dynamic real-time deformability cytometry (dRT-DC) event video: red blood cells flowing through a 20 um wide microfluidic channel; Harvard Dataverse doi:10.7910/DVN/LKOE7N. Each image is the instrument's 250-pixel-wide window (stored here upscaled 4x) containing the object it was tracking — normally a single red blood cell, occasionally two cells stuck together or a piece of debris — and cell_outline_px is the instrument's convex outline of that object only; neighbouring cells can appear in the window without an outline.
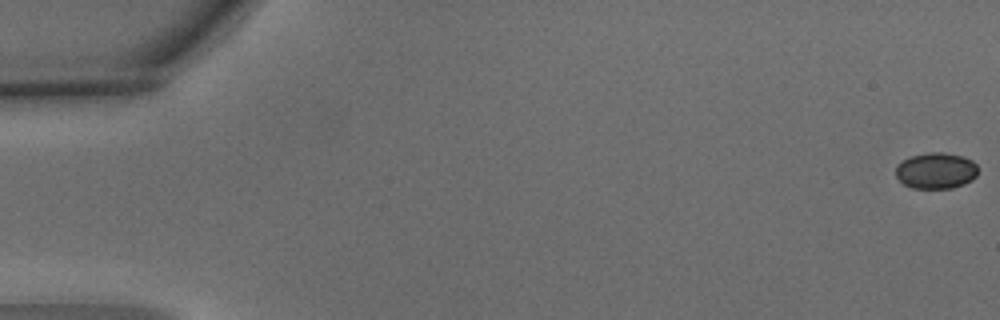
{"species": "common noctule bat (a hibernating species)", "species_latin": "Nyctalus noctula", "temperature_condition": "warm", "stored_images_in_passage": 6, "camera_frame_rate_fps": 3000, "um_per_image_px": 0.085, "animal": {"sex": "male", "body_mass_g": 15.6}, "frame": {"image": 1, "passage_image": 1, "time_ms": 0.0, "image_size_px": [1000, 320], "cell_outline_px": [[976, 176], [972, 180], [964, 184], [952, 188], [912, 188], [904, 184], [896, 176], [896, 164], [912, 156], [928, 152], [944, 152], [964, 156], [972, 160], [976, 164]], "centroid_in_image_um": [79.56, 14.5], "position_along_channel_um": 5.4, "area_um2": 17.34}}
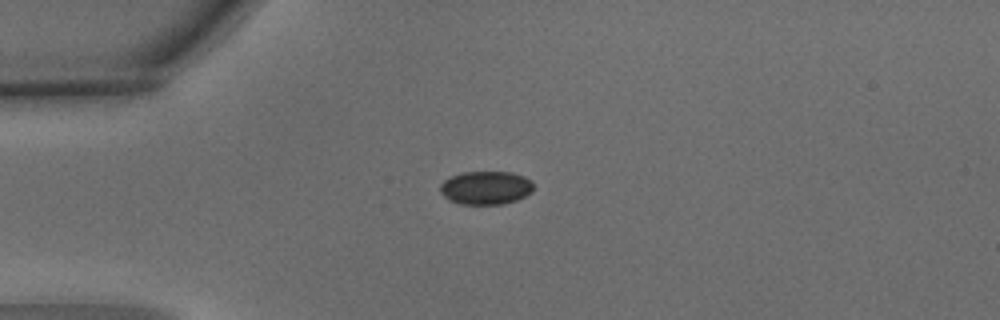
{"frame": {"image": 2, "passage_image": 5, "time_ms": 1.333, "image_size_px": [1000, 320], "cell_outline_px": [[532, 192], [516, 200], [504, 204], [460, 204], [448, 200], [440, 192], [440, 184], [444, 180], [452, 176], [464, 172], [512, 172], [524, 176], [532, 180]], "centroid_in_image_um": [41.29, 15.96], "position_along_channel_um": 43.7, "area_um2": 18.21}}